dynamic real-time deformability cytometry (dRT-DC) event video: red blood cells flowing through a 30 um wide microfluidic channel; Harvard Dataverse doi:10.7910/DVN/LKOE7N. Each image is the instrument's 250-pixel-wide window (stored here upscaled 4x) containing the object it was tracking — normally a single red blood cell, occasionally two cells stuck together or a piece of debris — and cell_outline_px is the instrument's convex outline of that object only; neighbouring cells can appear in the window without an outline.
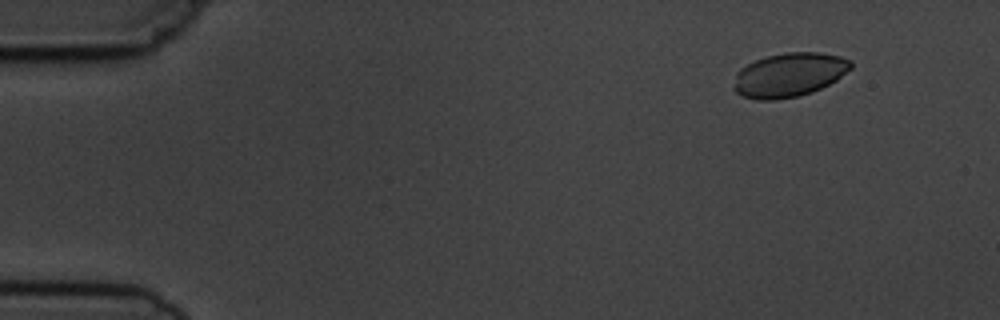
{"species": "common noctule bat (a hibernating species)", "species_latin": "Nyctalus noctula", "temperature_condition": "cold", "stored_images_in_passage": 6, "camera_frame_rate_fps": 3000, "um_per_image_px": 0.085, "animal": {"sex": "male", "body_mass_g": 19.5, "forearm_length_mm": 54.6}, "frame": {"image": 1, "passage_image": 2, "time_ms": 1.333, "image_size_px": [1000, 320], "cell_outline_px": [[852, 68], [836, 80], [812, 92], [800, 96], [776, 100], [756, 100], [744, 96], [736, 92], [736, 72], [740, 68], [756, 60], [768, 56], [788, 52], [820, 52], [840, 56], [852, 60]], "centroid_in_image_um": [67.12, 6.36], "position_along_channel_um": 17.9, "area_um2": 29.88}}